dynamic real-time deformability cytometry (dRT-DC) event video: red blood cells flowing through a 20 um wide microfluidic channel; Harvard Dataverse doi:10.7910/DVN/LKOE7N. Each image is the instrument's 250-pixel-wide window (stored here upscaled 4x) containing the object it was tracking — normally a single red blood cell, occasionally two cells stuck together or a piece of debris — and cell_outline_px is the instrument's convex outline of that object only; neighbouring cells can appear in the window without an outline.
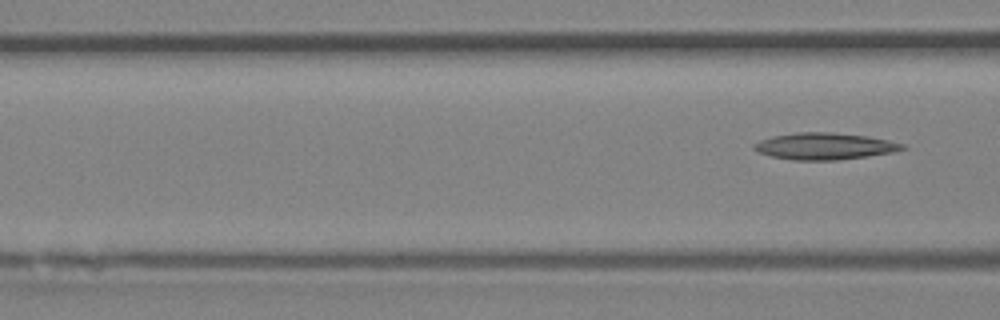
{"species": "Egyptian fruit bat (a non-hibernating species)", "species_latin": "Rousettus aegyptiacus", "temperature_condition": "room temperature", "stored_images_in_passage": 5, "camera_frame_rate_fps": 3000, "um_per_image_px": 0.085, "animal": {"sex": "female"}, "frame": {"image": 1, "passage_image": 5, "time_ms": 1.333, "image_size_px": [1000, 320], "cell_outline_px": [[908, 148], [892, 152], [868, 156], [836, 160], [792, 160], [772, 156], [756, 152], [752, 148], [752, 144], [760, 140], [772, 136], [796, 132], [832, 132], [864, 136], [888, 140], [904, 144]], "centroid_in_image_um": [70.04, 12.43], "position_along_channel_um": 96.6, "area_um2": 23.12}}